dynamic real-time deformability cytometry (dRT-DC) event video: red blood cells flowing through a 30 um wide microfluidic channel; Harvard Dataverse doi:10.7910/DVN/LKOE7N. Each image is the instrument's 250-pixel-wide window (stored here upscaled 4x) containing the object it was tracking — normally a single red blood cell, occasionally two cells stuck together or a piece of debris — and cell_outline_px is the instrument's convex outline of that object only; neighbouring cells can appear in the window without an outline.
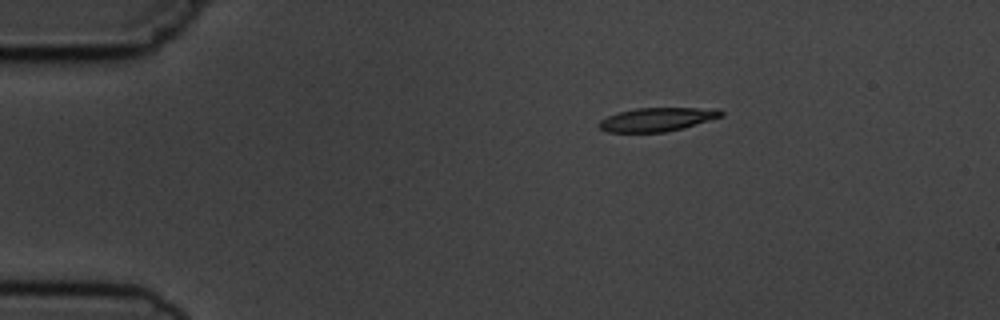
{"species": "common noctule bat (a hibernating species)", "species_latin": "Nyctalus noctula", "temperature_condition": "cold", "stored_images_in_passage": 2, "camera_frame_rate_fps": 3000, "um_per_image_px": 0.085, "animal": {"sex": "male", "body_mass_g": 19.5, "forearm_length_mm": 54.6}, "frame": {"image": 1, "passage_image": 1, "time_ms": 0.0, "image_size_px": [1000, 320], "cell_outline_px": [[724, 116], [684, 128], [664, 132], [608, 132], [600, 128], [596, 124], [600, 120], [608, 116], [620, 112], [636, 108], [720, 108], [724, 112]], "centroid_in_image_um": [55.9, 10.15], "position_along_channel_um": 29.1, "area_um2": 16.94}}